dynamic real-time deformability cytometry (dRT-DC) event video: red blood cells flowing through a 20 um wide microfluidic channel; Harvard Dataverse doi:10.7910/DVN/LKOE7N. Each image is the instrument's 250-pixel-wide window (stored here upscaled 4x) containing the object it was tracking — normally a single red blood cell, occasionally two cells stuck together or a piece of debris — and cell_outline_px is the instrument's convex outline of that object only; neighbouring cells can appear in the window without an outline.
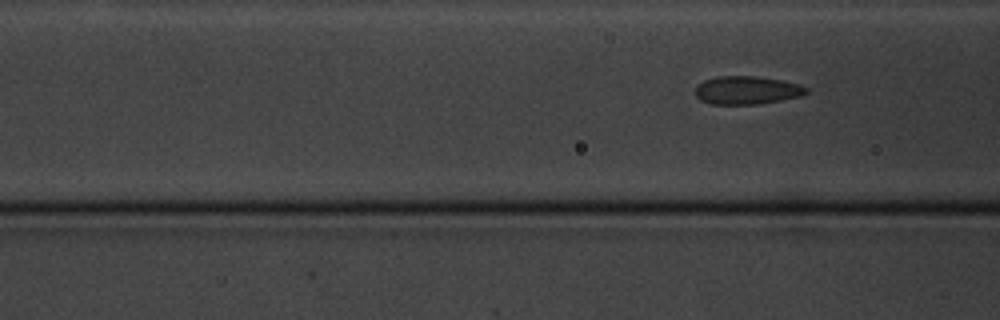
{"species": "common noctule bat (a hibernating species)", "species_latin": "Nyctalus noctula", "temperature_condition": "cold", "stored_images_in_passage": 7, "segment_of_instrument_passage": [2, 2], "camera_frame_rate_fps": 3000, "um_per_image_px": 0.085, "animal": {"sex": "male", "body_mass_g": 20.1, "forearm_length_mm": 53.5}, "frame": {"image": 1, "passage_image": 7, "time_ms": 6.667, "image_size_px": [1000, 320], "cell_outline_px": [[808, 92], [800, 96], [780, 100], [756, 104], [712, 104], [700, 100], [696, 96], [696, 88], [704, 80], [716, 76], [756, 76], [784, 80], [800, 84], [808, 88]], "centroid_in_image_um": [63.5, 7.66], "position_along_channel_um": 103.1, "area_um2": 18.21}}